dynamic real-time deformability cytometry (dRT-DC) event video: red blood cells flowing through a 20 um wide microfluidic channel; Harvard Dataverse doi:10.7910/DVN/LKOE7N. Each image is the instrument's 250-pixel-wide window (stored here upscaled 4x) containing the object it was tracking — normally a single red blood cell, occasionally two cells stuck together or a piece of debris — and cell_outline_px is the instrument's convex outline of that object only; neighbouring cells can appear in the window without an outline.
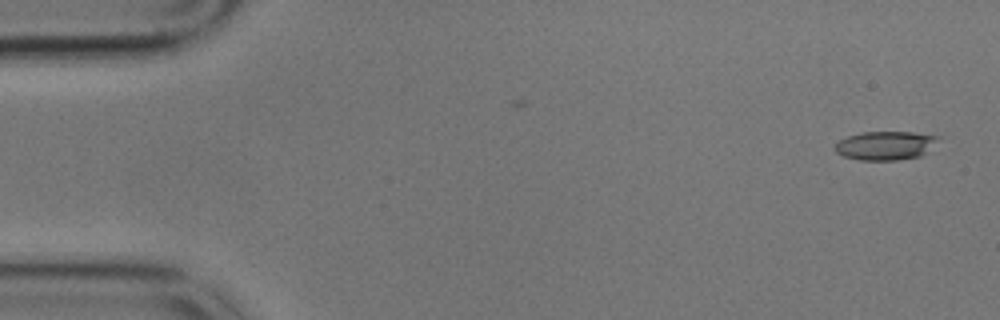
{"species": "common noctule bat (a hibernating species)", "species_latin": "Nyctalus noctula", "temperature_condition": "cold", "stored_images_in_passage": 54, "camera_frame_rate_fps": 3000, "um_per_image_px": 0.085, "animal": {"sex": "male", "body_mass_g": 17.9}, "frame": {"image": 1, "passage_image": 1, "time_ms": 0.0, "image_size_px": [1000, 320], "cell_outline_px": [[940, 136], [920, 156], [896, 160], [860, 160], [844, 156], [836, 152], [832, 148], [840, 140], [848, 136], [860, 132], [912, 132]], "centroid_in_image_um": [75.18, 12.37], "position_along_channel_um": 9.8, "area_um2": 16.99}}
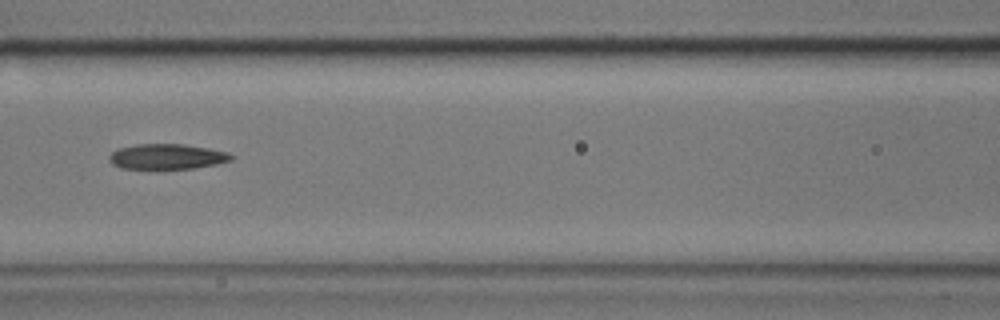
{"frame": {"image": 2, "passage_image": 24, "time_ms": 7.667, "image_size_px": [1000, 320], "cell_outline_px": [[236, 156], [232, 160], [216, 164], [196, 168], [120, 168], [112, 164], [108, 160], [108, 156], [112, 152], [120, 148], [136, 144], [184, 144], [208, 148], [228, 152]], "centroid_in_image_um": [14.22, 13.3], "position_along_channel_um": 152.4, "area_um2": 17.98}}
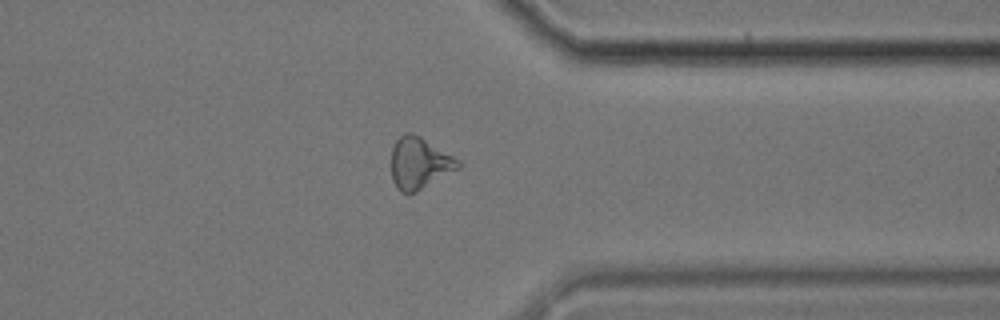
{"frame": {"image": 3, "passage_image": 44, "time_ms": 14.333, "image_size_px": [1000, 320], "cell_outline_px": [[460, 168], [416, 192], [408, 196], [400, 192], [396, 188], [392, 180], [392, 148], [396, 140], [404, 132], [412, 132], [420, 136], [460, 160]], "centroid_in_image_um": [35.63, 13.89], "position_along_channel_um": 375.8, "area_um2": 20.29}, "authors_computed_cell_mechanics": {"area_um2": 18.6983, "velocity_mm_per_s": 3.4362, "shape_relaxation_time_tau1_ms": 5.368, "shape_relaxation_time_tau2_ms": 3.736, "deformation_change_tau1": 0.1383, "deformation_change_tau2": 0.1322}}